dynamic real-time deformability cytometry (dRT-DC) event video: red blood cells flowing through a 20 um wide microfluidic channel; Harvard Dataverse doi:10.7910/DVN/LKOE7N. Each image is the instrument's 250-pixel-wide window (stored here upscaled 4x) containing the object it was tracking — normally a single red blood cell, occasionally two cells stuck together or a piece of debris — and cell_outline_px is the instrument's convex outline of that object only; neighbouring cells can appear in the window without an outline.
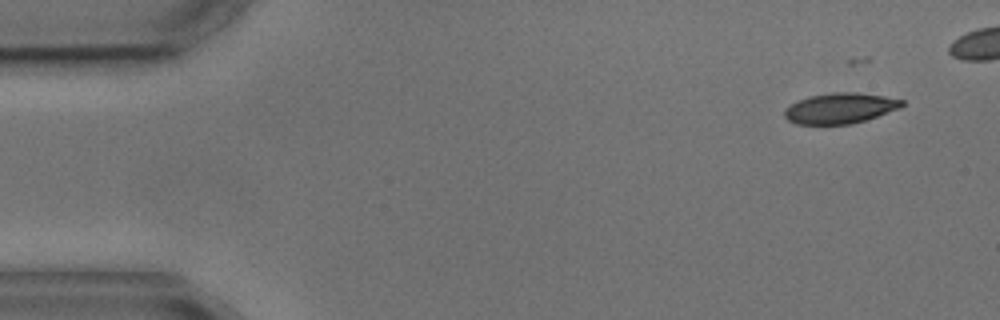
{"species": "common noctule bat (a hibernating species)", "species_latin": "Nyctalus noctula", "temperature_condition": "cold", "stored_images_in_passage": 5, "camera_frame_rate_fps": 3000, "um_per_image_px": 0.085, "animal": {"sex": "male", "body_mass_g": 17.9, "forearm_length_mm": 54.2}, "frame": {"image": 1, "passage_image": 1, "time_ms": 0.0, "image_size_px": [1000, 320], "cell_outline_px": [[904, 104], [900, 108], [852, 124], [796, 124], [788, 120], [784, 116], [784, 108], [808, 96], [832, 92], [856, 92], [884, 96], [904, 100]], "centroid_in_image_um": [71.39, 9.19], "position_along_channel_um": 13.6, "area_um2": 20.81}}